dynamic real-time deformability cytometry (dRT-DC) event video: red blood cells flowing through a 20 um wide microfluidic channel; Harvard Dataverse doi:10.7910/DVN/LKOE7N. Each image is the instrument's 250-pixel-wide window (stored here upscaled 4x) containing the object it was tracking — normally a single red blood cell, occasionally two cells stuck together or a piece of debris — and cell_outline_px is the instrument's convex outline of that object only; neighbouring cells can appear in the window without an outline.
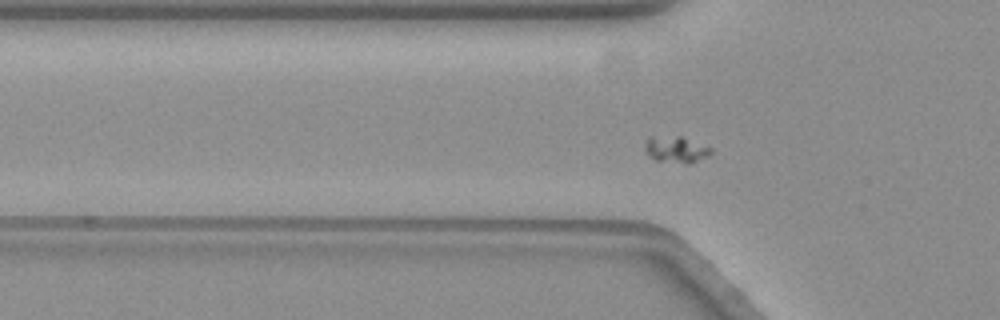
{"species": "common noctule bat (a hibernating species)", "species_latin": "Nyctalus noctula", "temperature_condition": "warm", "stored_images_in_passage": 55, "camera_frame_rate_fps": 3000, "um_per_image_px": 0.085, "animal": {"sex": "female", "body_mass_g": 19.3, "forearm_length_mm": 54.1}, "frame": {"image": 1, "passage_image": 14, "time_ms": 4.333, "image_size_px": [1000, 320], "cell_outline_px": [[712, 152], [708, 156], [692, 164], [684, 164], [656, 160], [648, 156], [644, 152], [644, 144], [648, 136], [684, 136], [712, 148]], "centroid_in_image_um": [57.44, 12.7], "position_along_channel_um": 68.4, "area_um2": 10.64}}